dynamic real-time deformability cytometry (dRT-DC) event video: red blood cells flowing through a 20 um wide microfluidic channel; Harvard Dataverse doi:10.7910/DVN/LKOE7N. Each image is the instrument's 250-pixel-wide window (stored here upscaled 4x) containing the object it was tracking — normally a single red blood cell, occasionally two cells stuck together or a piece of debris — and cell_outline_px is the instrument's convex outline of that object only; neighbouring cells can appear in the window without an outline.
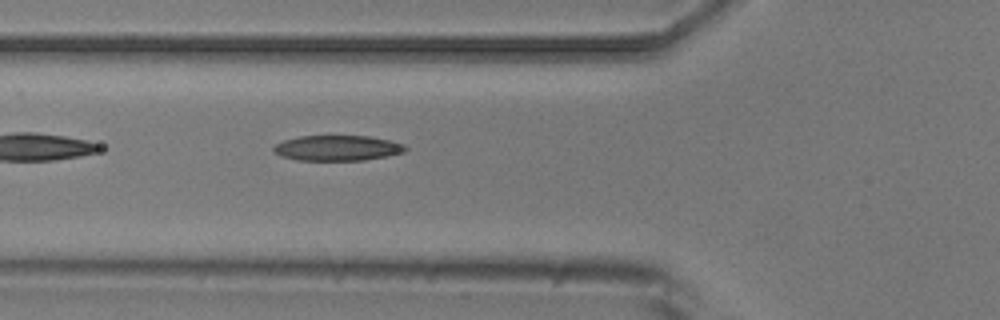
{"species": "common noctule bat (a hibernating species)", "species_latin": "Nyctalus noctula", "temperature_condition": "room temperature", "stored_images_in_passage": 6, "camera_frame_rate_fps": 3000, "um_per_image_px": 0.085, "animal": {"sex": "male", "body_mass_g": 20.5, "forearm_length_mm": 52.5}, "frame": {"image": 1, "passage_image": 6, "time_ms": 6.0, "image_size_px": [1000, 320], "cell_outline_px": [[408, 148], [404, 152], [388, 156], [364, 160], [296, 160], [280, 156], [272, 148], [276, 144], [284, 140], [300, 136], [368, 136], [388, 140], [404, 144]], "centroid_in_image_um": [28.69, 12.58], "position_along_channel_um": 97.1, "area_um2": 19.42}}